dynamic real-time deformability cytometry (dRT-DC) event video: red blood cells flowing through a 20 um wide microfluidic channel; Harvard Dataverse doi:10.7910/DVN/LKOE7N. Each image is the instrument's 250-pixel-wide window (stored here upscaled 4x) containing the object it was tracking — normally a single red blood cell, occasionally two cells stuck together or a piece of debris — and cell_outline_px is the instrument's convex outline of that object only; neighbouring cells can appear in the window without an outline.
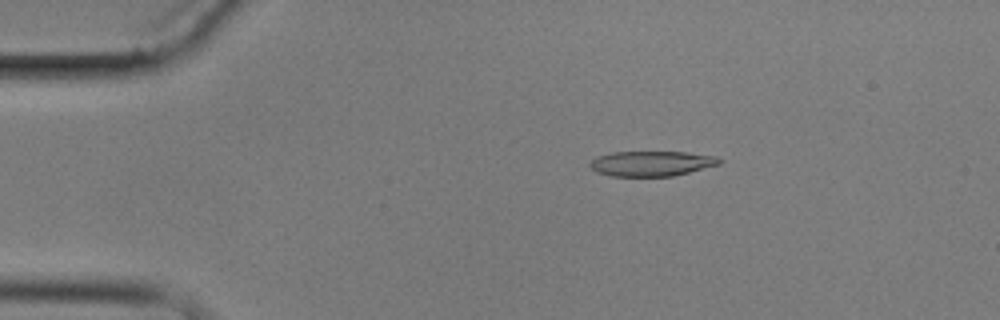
{"species": "common noctule bat (a hibernating species)", "species_latin": "Nyctalus noctula", "temperature_condition": "cold", "stored_images_in_passage": 7, "camera_frame_rate_fps": 3000, "um_per_image_px": 0.085, "animal": {"sex": "male", "body_mass_g": 17.9}, "frame": {"image": 1, "passage_image": 3, "time_ms": 2.333, "image_size_px": [1000, 320], "cell_outline_px": [[724, 160], [720, 164], [672, 176], [612, 176], [596, 172], [588, 164], [596, 156], [612, 152], [688, 152], [716, 156]], "centroid_in_image_um": [55.38, 13.89], "position_along_channel_um": 29.6, "area_um2": 18.96}}
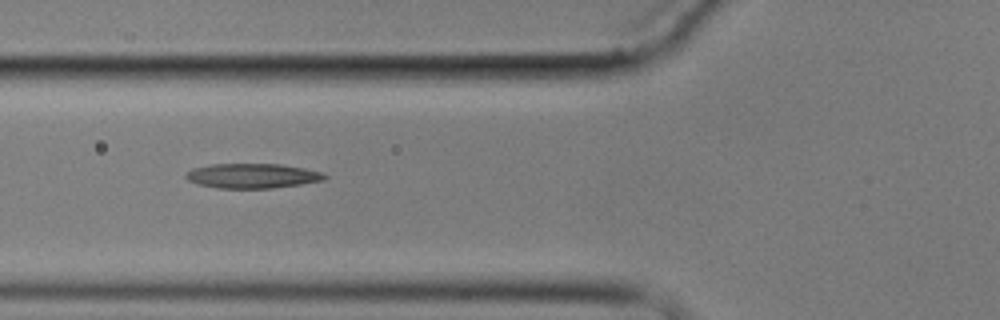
{"frame": {"image": 2, "passage_image": 6, "time_ms": 6.0, "image_size_px": [1000, 320], "cell_outline_px": [[328, 176], [324, 180], [300, 184], [272, 188], [216, 188], [196, 184], [188, 180], [184, 176], [192, 168], [212, 164], [280, 164], [304, 168], [324, 172]], "centroid_in_image_um": [21.45, 14.94], "position_along_channel_um": 104.3, "area_um2": 20.06}}
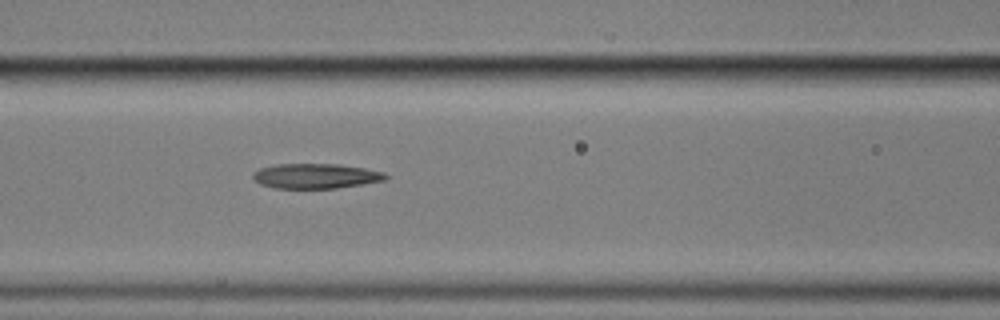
{"frame": {"image": 3, "passage_image": 7, "time_ms": 7.0, "image_size_px": [1000, 320], "cell_outline_px": [[388, 176], [384, 180], [336, 188], [276, 188], [260, 184], [252, 176], [252, 172], [260, 168], [276, 164], [336, 164], [364, 168], [384, 172]], "centroid_in_image_um": [26.8, 14.95], "position_along_channel_um": 139.8, "area_um2": 19.07}}